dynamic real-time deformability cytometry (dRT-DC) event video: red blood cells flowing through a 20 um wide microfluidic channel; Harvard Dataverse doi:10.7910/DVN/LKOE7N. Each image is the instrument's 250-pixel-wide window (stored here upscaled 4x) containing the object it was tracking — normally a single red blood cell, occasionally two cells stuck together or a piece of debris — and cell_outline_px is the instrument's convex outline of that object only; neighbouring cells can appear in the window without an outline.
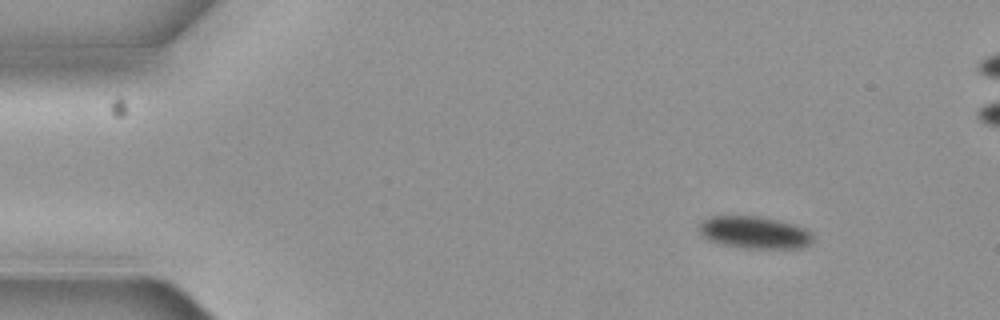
{"species": "common noctule bat (a hibernating species)", "species_latin": "Nyctalus noctula", "temperature_condition": "cold", "stored_images_in_passage": 5, "camera_frame_rate_fps": 3000, "um_per_image_px": 0.085, "animal": {"sex": "female", "body_mass_g": 19.3, "forearm_length_mm": 54.1}, "frame": {"image": 1, "passage_image": 1, "time_ms": 0.0, "image_size_px": [1000, 320], "cell_outline_px": [[812, 240], [808, 244], [800, 248], [744, 248], [724, 244], [712, 240], [704, 236], [700, 232], [700, 220], [708, 216], [760, 216], [792, 224], [804, 228], [812, 236]], "centroid_in_image_um": [64.1, 19.74], "position_along_channel_um": 20.9, "area_um2": 20.98}}